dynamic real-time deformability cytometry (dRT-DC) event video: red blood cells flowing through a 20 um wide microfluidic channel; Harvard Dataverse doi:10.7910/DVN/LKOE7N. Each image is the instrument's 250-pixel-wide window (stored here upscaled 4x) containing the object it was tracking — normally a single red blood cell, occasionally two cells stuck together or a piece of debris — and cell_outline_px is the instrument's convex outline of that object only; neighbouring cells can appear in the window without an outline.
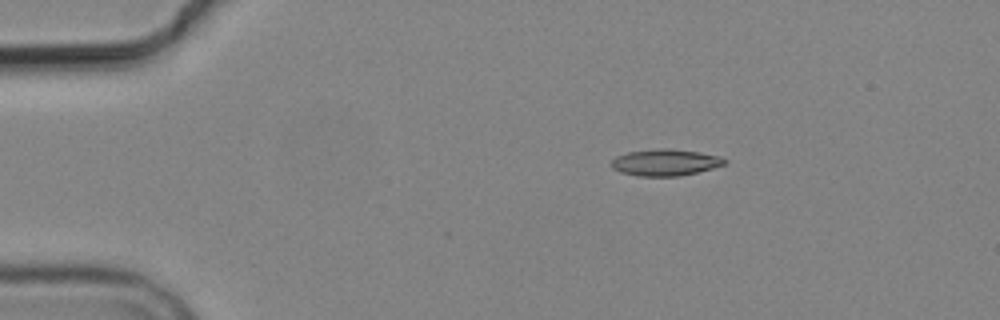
{"species": "common noctule bat (a hibernating species)", "species_latin": "Nyctalus noctula", "temperature_condition": "cold", "stored_images_in_passage": 3, "camera_frame_rate_fps": 3000, "um_per_image_px": 0.085, "animal": {"sex": "male", "body_mass_g": 19.2, "forearm_length_mm": 51.8}, "frame": {"image": 1, "passage_image": 1, "time_ms": 0.0, "image_size_px": [1000, 320], "cell_outline_px": [[728, 160], [724, 164], [712, 168], [680, 176], [636, 176], [620, 172], [612, 168], [612, 160], [616, 156], [628, 152], [660, 148], [668, 148], [700, 152], [720, 156]], "centroid_in_image_um": [56.54, 13.8], "position_along_channel_um": 28.5, "area_um2": 17.51}}